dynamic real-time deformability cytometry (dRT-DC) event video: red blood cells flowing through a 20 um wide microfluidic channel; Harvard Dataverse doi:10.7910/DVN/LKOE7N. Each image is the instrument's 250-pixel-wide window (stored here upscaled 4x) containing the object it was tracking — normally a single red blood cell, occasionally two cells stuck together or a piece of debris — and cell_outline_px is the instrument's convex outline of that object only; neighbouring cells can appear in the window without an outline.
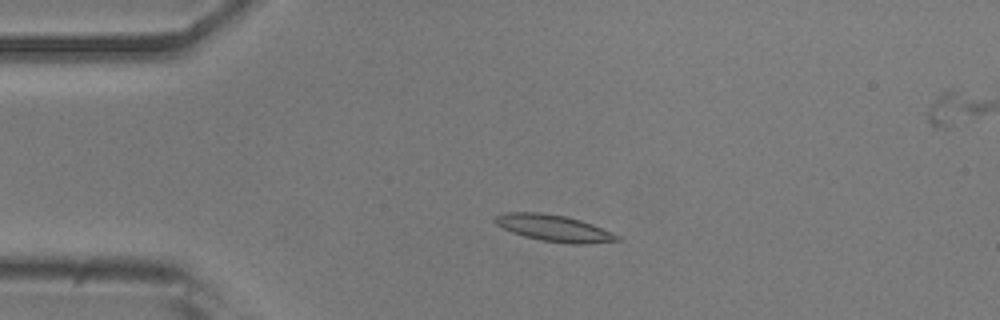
{"species": "common noctule bat (a hibernating species)", "species_latin": "Nyctalus noctula", "temperature_condition": "room temperature", "stored_images_in_passage": 6, "camera_frame_rate_fps": 3000, "um_per_image_px": 0.085, "animal": {"sex": "male", "body_mass_g": 20.5, "forearm_length_mm": 52.5}, "frame": {"image": 1, "passage_image": 4, "time_ms": 1.0, "image_size_px": [1000, 320], "cell_outline_px": [[624, 240], [580, 244], [572, 244], [540, 240], [524, 236], [512, 232], [496, 224], [492, 220], [496, 216], [504, 212], [540, 212], [568, 216], [592, 224], [612, 232], [620, 236]], "centroid_in_image_um": [47.09, 19.38], "position_along_channel_um": 37.9, "area_um2": 18.96}}
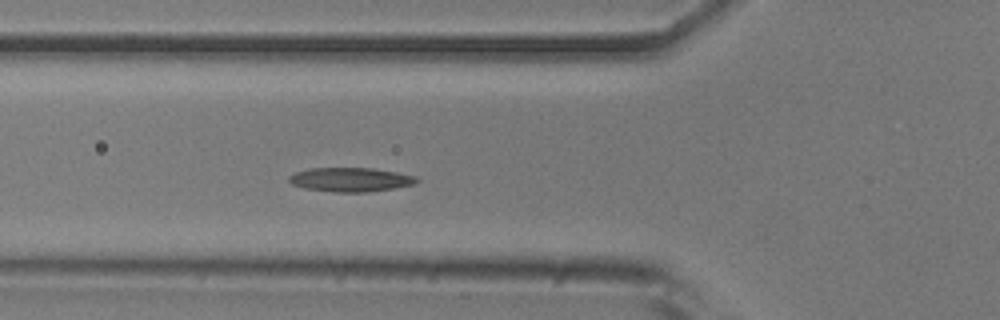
{"frame": {"image": 2, "passage_image": 6, "time_ms": 1.667, "image_size_px": [1000, 320], "cell_outline_px": [[420, 180], [416, 184], [396, 188], [368, 192], [332, 192], [304, 188], [292, 184], [288, 180], [288, 176], [296, 172], [308, 168], [372, 168], [396, 172], [416, 176]], "centroid_in_image_um": [29.81, 15.27], "position_along_channel_um": 96.0, "area_um2": 18.09}}